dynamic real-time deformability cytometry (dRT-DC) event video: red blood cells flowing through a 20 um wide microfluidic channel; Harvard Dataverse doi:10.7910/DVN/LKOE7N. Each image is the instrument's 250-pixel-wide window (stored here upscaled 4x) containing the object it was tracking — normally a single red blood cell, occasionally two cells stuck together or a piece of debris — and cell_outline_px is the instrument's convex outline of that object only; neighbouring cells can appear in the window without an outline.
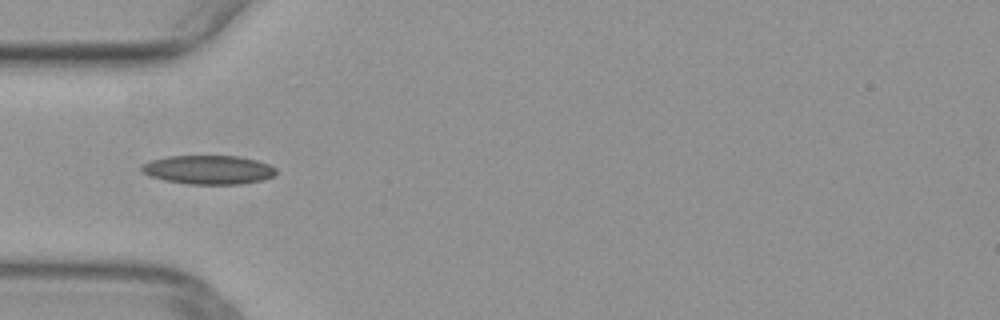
{"species": "common noctule bat (a hibernating species)", "species_latin": "Nyctalus noctula", "temperature_condition": "warm", "stored_images_in_passage": 33, "camera_frame_rate_fps": 3000, "um_per_image_px": 0.085, "animal": {"sex": "female", "body_mass_g": 29.2, "forearm_length_mm": 56.3}, "frame": {"image": 1, "passage_image": 3, "time_ms": 0.667, "image_size_px": [1000, 320], "cell_outline_px": [[276, 172], [272, 176], [264, 180], [240, 184], [188, 184], [164, 180], [148, 176], [140, 172], [140, 168], [144, 164], [152, 160], [168, 156], [236, 156], [256, 160], [268, 164], [276, 168]], "centroid_in_image_um": [17.69, 14.43], "position_along_channel_um": 67.3, "area_um2": 22.66}}
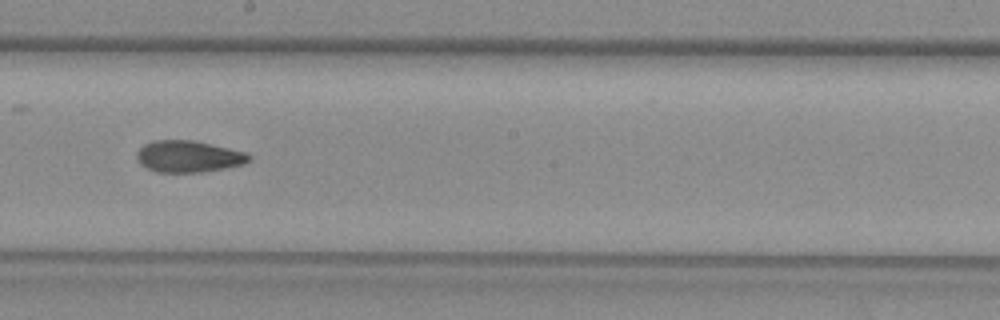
{"frame": {"image": 2, "passage_image": 15, "time_ms": 4.667, "image_size_px": [1000, 320], "cell_outline_px": [[252, 160], [244, 164], [224, 168], [200, 172], [156, 172], [140, 164], [136, 156], [136, 152], [144, 144], [152, 140], [192, 140], [228, 148], [244, 152], [252, 156]], "centroid_in_image_um": [16.0, 13.3], "position_along_channel_um": 232.2, "area_um2": 20.63}}
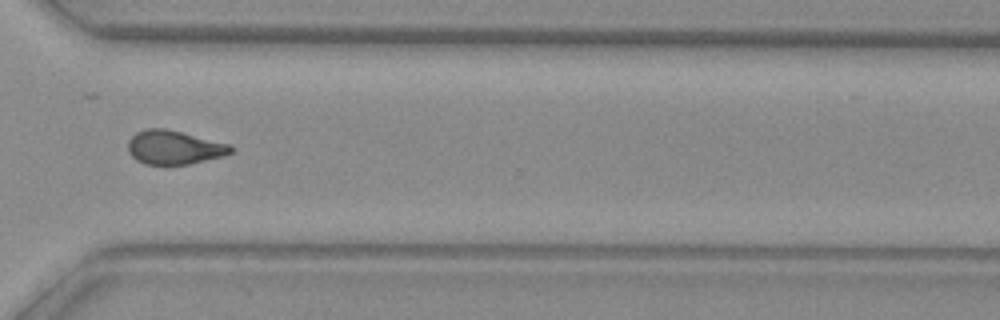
{"frame": {"image": 3, "passage_image": 24, "time_ms": 7.667, "image_size_px": [1000, 320], "cell_outline_px": [[232, 152], [224, 156], [188, 164], [144, 164], [136, 160], [128, 152], [128, 140], [136, 132], [144, 128], [164, 128], [232, 144]], "centroid_in_image_um": [14.79, 12.52], "position_along_channel_um": 355.8, "area_um2": 20.35}}